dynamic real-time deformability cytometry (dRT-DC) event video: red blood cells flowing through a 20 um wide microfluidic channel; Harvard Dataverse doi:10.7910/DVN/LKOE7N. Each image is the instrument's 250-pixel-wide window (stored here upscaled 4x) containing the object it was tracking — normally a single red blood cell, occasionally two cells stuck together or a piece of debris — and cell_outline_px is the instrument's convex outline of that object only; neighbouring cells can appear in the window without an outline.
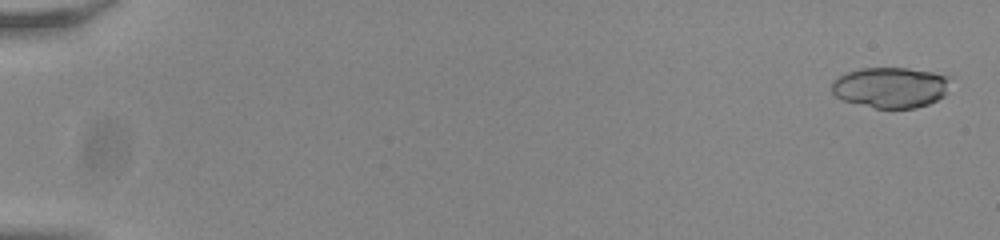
{"species": "common noctule bat (a hibernating species)", "species_latin": "Nyctalus noctula", "temperature_condition": "room temperature", "stored_images_in_passage": 55, "camera_frame_rate_fps": 3000, "um_per_image_px": 0.085, "animal": {"sex": "male", "body_mass_g": 20.0, "forearm_length_mm": 53.3}, "frame": {"image": 1, "passage_image": 2, "time_ms": 0.333, "image_size_px": [1000, 240], "cell_outline_px": [[948, 76], [944, 96], [928, 104], [916, 108], [876, 108], [844, 100], [836, 96], [832, 92], [832, 84], [840, 76], [848, 72], [860, 68], [908, 68], [932, 72]], "centroid_in_image_um": [75.69, 7.43], "position_along_channel_um": 9.3, "area_um2": 27.63}}
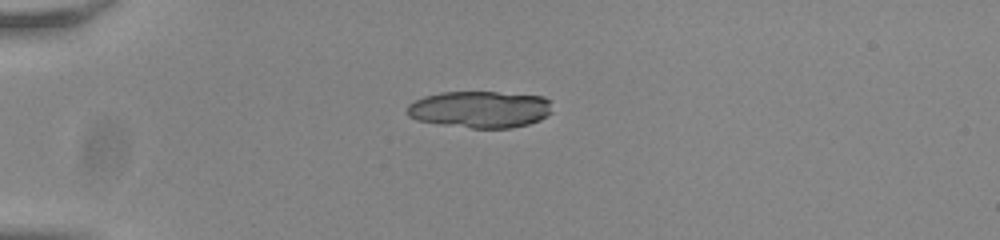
{"frame": {"image": 2, "passage_image": 16, "time_ms": 5.0, "image_size_px": [1000, 240], "cell_outline_px": [[552, 112], [540, 120], [528, 124], [512, 128], [472, 128], [416, 120], [408, 116], [408, 104], [424, 96], [440, 92], [496, 92], [544, 96], [552, 100]], "centroid_in_image_um": [40.86, 9.29], "position_along_channel_um": 44.1, "area_um2": 31.27}, "authors_computed_cell_mechanics": {"area_um2": 28.5532, "velocity_mm_per_s": 3.8053, "shape_relaxation_time_tau1_ms": 0.6224, "shape_relaxation_time_tau2_ms": 4.5062, "deformation_change_tau1": 0.3047, "deformation_change_tau2": 0.0628}}